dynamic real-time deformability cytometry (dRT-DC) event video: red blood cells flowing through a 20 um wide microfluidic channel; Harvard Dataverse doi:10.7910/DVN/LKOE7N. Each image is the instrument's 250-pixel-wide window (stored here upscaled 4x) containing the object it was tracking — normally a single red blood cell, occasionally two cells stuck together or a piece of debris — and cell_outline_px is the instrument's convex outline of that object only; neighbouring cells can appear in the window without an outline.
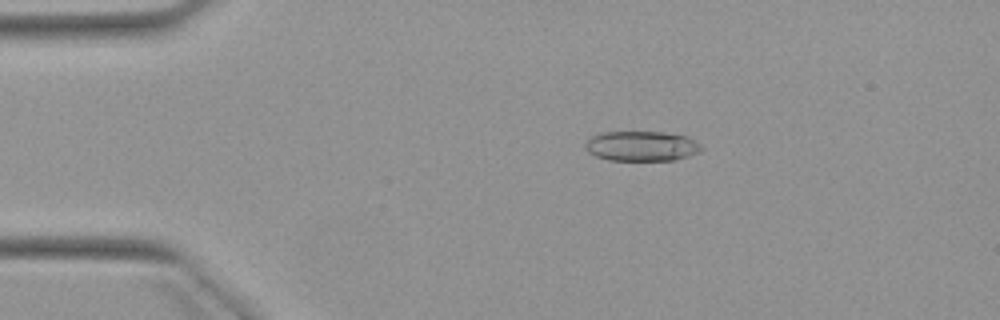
{"species": "Egyptian fruit bat (a non-hibernating species)", "species_latin": "Rousettus aegyptiacus", "temperature_condition": "warm", "stored_images_in_passage": 4, "camera_frame_rate_fps": 3000, "um_per_image_px": 0.085, "animal": {"sex": "female"}, "frame": {"image": 1, "passage_image": 3, "time_ms": 2.667, "image_size_px": [1000, 320], "cell_outline_px": [[704, 148], [700, 152], [688, 156], [672, 160], [608, 160], [596, 156], [588, 152], [584, 148], [584, 144], [592, 136], [600, 132], [660, 132], [688, 136], [700, 144]], "centroid_in_image_um": [54.53, 12.41], "position_along_channel_um": 30.5, "area_um2": 20.35}}